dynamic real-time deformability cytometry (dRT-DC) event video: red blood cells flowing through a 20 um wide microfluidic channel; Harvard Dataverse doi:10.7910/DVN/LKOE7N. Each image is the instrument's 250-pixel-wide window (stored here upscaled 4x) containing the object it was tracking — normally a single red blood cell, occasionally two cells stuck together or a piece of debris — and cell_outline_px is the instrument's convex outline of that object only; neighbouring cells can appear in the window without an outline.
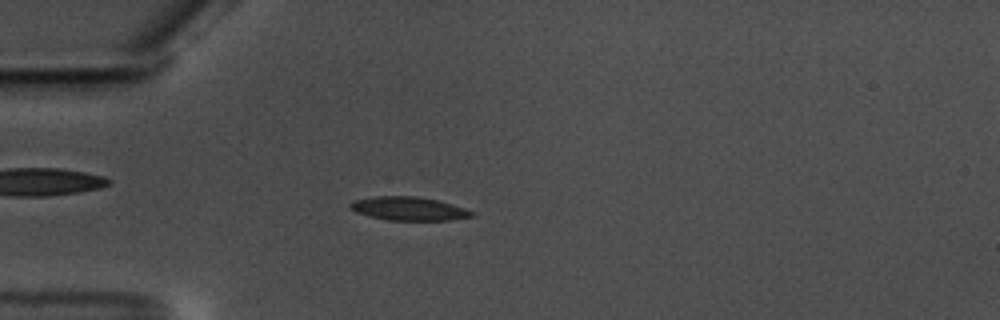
{"species": "common noctule bat (a hibernating species)", "species_latin": "Nyctalus noctula", "temperature_condition": "warm", "stored_images_in_passage": 57, "camera_frame_rate_fps": 3000, "um_per_image_px": 0.085, "animal": {"sex": "male", "body_mass_g": 17.5, "forearm_length_mm": 52.3}, "frame": {"image": 1, "passage_image": 16, "time_ms": 5.0, "image_size_px": [1000, 320], "cell_outline_px": [[476, 216], [452, 220], [388, 220], [356, 212], [348, 208], [348, 204], [356, 200], [376, 196], [416, 196], [436, 200], [452, 204], [476, 212]], "centroid_in_image_um": [34.78, 17.74], "position_along_channel_um": 50.2, "area_um2": 16.65}}
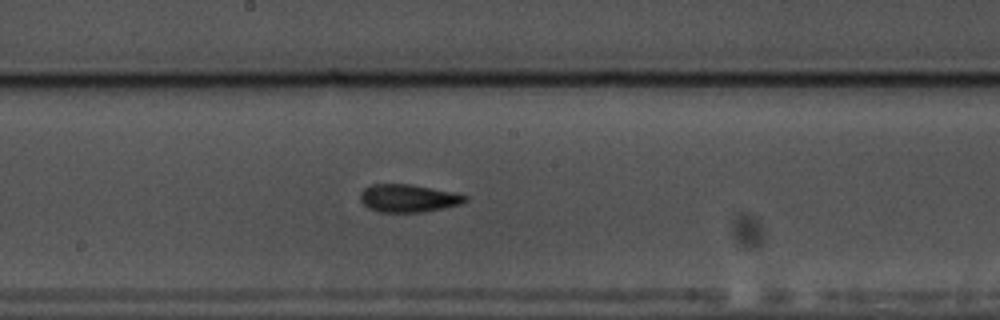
{"frame": {"image": 2, "passage_image": 31, "time_ms": 10.0, "image_size_px": [1000, 320], "cell_outline_px": [[468, 200], [460, 204], [444, 208], [420, 212], [376, 212], [368, 208], [360, 200], [360, 192], [364, 188], [372, 184], [412, 184], [452, 192], [468, 196]], "centroid_in_image_um": [34.68, 16.85], "position_along_channel_um": 213.5, "area_um2": 17.05}}
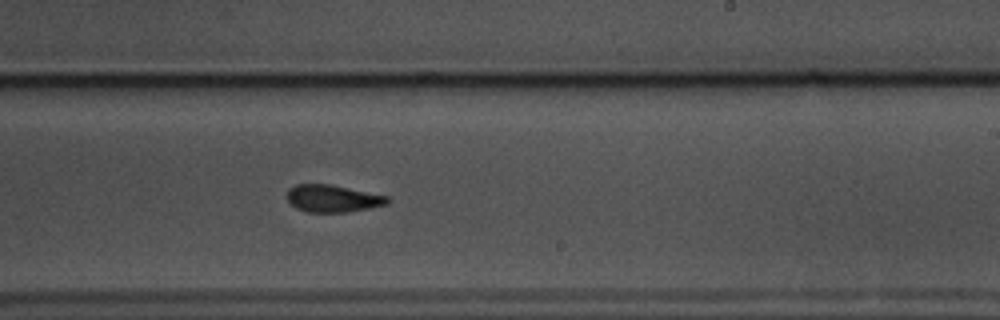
{"frame": {"image": 3, "passage_image": 35, "time_ms": 11.333, "image_size_px": [1000, 320], "cell_outline_px": [[392, 200], [388, 204], [368, 208], [344, 212], [308, 212], [296, 208], [288, 204], [284, 196], [288, 188], [296, 184], [328, 184], [388, 196]], "centroid_in_image_um": [28.21, 16.87], "position_along_channel_um": 260.8, "area_um2": 16.13}, "authors_computed_cell_mechanics": {"area_um2": 16.2996, "velocity_mm_per_s": 3.553, "shape_relaxation_time_tau1_ms": 3.6076, "shape_relaxation_time_tau2_ms": 1.8892, "deformation_change_tau1": 0.1601, "deformation_change_tau2": 0.0803}}